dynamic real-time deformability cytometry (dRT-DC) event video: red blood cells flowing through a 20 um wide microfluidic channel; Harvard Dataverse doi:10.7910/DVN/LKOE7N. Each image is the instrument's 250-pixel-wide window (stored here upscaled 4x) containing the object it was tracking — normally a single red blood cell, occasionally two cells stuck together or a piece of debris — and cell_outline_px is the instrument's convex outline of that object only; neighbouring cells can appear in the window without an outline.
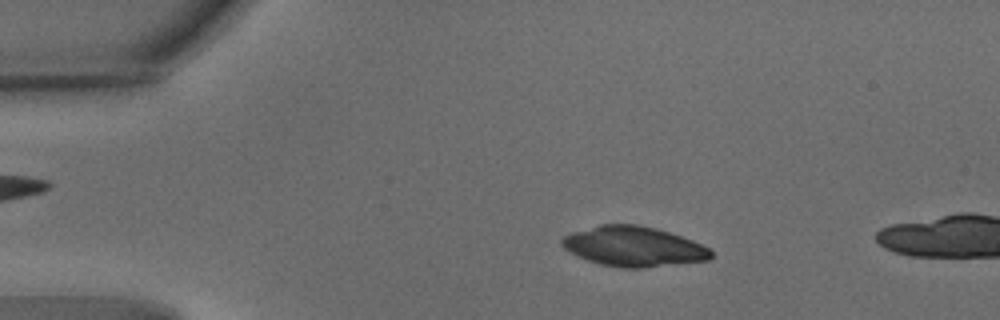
{"species": "common noctule bat (a hibernating species)", "species_latin": "Nyctalus noctula", "temperature_condition": "warm", "stored_images_in_passage": 13, "camera_frame_rate_fps": 3000, "um_per_image_px": 0.085, "animal": {"sex": "male", "body_mass_g": 15.6}, "frame": {"image": 1, "passage_image": 10, "time_ms": 3.0, "image_size_px": [1000, 320], "cell_outline_px": [[712, 256], [708, 260], [640, 268], [624, 268], [600, 264], [588, 260], [564, 248], [560, 244], [560, 240], [564, 236], [572, 232], [600, 224], [636, 224], [656, 228], [692, 240], [708, 248], [712, 252]], "centroid_in_image_um": [53.83, 20.94], "position_along_channel_um": 31.2, "area_um2": 34.39}}